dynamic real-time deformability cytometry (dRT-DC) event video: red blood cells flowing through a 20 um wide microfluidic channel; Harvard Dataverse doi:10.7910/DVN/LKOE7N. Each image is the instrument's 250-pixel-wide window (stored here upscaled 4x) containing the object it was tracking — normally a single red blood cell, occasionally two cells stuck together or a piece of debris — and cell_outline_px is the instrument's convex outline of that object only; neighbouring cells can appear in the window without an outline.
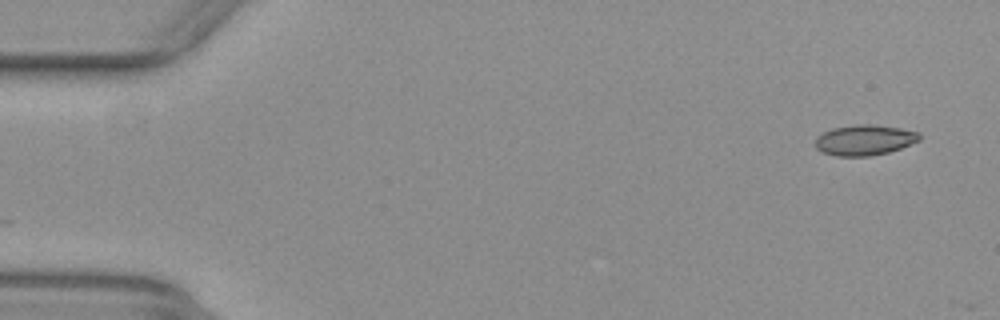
{"species": "common noctule bat (a hibernating species)", "species_latin": "Nyctalus noctula", "temperature_condition": "warm", "stored_images_in_passage": 6, "camera_frame_rate_fps": 3000, "um_per_image_px": 0.085, "animal": {"sex": "female", "body_mass_g": 29.2, "forearm_length_mm": 56.3}, "frame": {"image": 1, "passage_image": 1, "time_ms": 0.0, "image_size_px": [1000, 320], "cell_outline_px": [[920, 140], [900, 148], [888, 152], [868, 156], [836, 156], [824, 152], [816, 148], [816, 136], [832, 128], [852, 124], [872, 124], [900, 128], [920, 132]], "centroid_in_image_um": [73.48, 11.89], "position_along_channel_um": 11.5, "area_um2": 18.5}}